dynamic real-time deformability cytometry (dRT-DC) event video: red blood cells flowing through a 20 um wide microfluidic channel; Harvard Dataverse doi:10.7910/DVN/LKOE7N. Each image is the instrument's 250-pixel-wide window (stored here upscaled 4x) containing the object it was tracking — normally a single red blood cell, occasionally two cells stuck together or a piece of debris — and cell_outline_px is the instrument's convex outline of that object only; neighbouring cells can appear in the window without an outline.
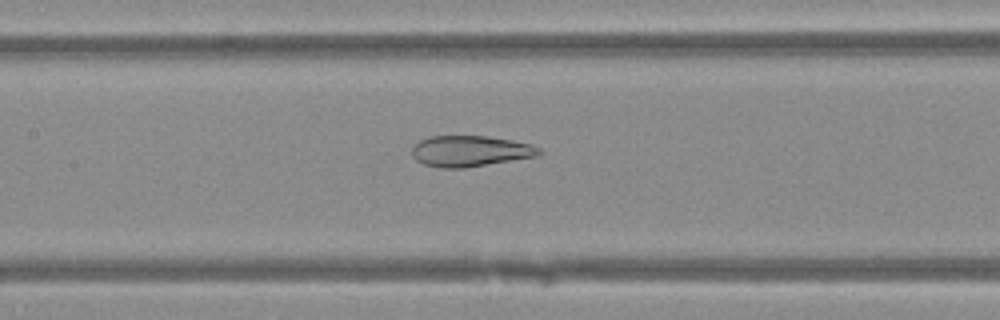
{"species": "Egyptian fruit bat (a non-hibernating species)", "species_latin": "Rousettus aegyptiacus", "temperature_condition": "warm", "stored_images_in_passage": 36, "camera_frame_rate_fps": 3000, "um_per_image_px": 0.085, "animal": {"sex": "female"}, "frame": {"image": 1, "passage_image": 10, "time_ms": 3.0, "image_size_px": [1000, 320], "cell_outline_px": [[540, 152], [536, 156], [464, 168], [440, 168], [424, 164], [416, 160], [412, 156], [412, 148], [420, 140], [428, 136], [488, 136], [512, 140], [528, 144], [540, 148]], "centroid_in_image_um": [39.91, 12.84], "position_along_channel_um": 167.5, "area_um2": 22.72}}
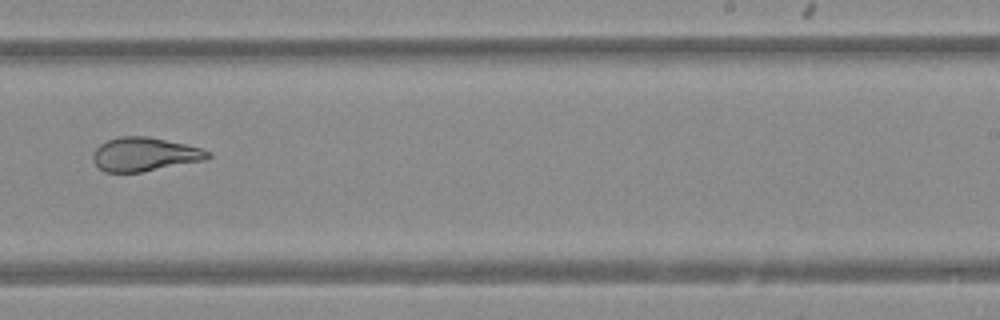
{"frame": {"image": 2, "passage_image": 18, "time_ms": 5.667, "image_size_px": [1000, 320], "cell_outline_px": [[212, 156], [204, 160], [140, 172], [104, 172], [92, 160], [92, 156], [96, 148], [100, 144], [108, 140], [120, 136], [148, 136], [184, 144], [200, 148], [212, 152]], "centroid_in_image_um": [12.28, 13.11], "position_along_channel_um": 276.7, "area_um2": 22.43}}
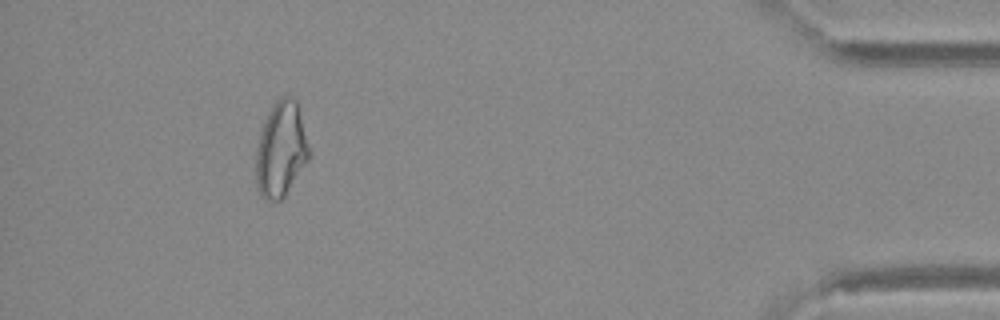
{"frame": {"image": 3, "passage_image": 32, "time_ms": 10.333, "image_size_px": [1000, 320], "cell_outline_px": [[312, 152], [308, 160], [284, 196], [280, 200], [264, 200], [260, 196], [256, 184], [256, 148], [260, 132], [264, 120], [272, 104], [280, 96], [292, 96], [296, 100], [300, 112]], "centroid_in_image_um": [23.89, 12.68], "position_along_channel_um": 411.3, "area_um2": 29.82}}